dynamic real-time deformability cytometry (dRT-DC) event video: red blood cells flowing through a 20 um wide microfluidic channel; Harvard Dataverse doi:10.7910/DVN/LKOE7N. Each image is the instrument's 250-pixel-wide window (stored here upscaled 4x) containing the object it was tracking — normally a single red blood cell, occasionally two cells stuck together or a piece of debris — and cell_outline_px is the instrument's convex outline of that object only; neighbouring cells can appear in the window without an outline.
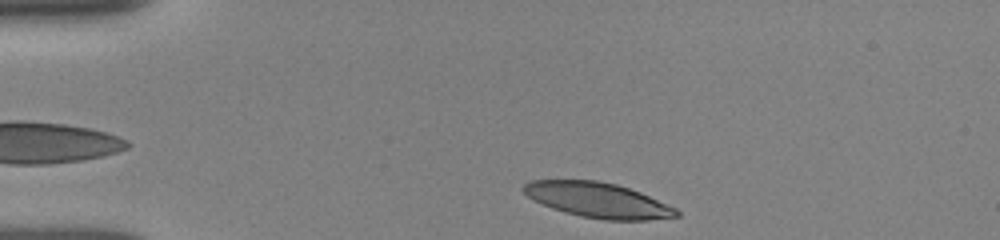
{"species": "human", "species_latin": "Homo sapiens", "temperature_condition": "room temperature", "stored_images_in_passage": 12, "camera_frame_rate_fps": 3000, "um_per_image_px": 0.085, "donor": {"sex": "female"}, "frame": {"image": 1, "passage_image": 1, "time_ms": 0.0, "image_size_px": [1000, 240], "cell_outline_px": [[680, 216], [648, 220], [604, 220], [580, 216], [564, 212], [552, 208], [532, 200], [520, 188], [528, 180], [596, 180], [616, 184], [640, 192], [676, 208], [680, 212]], "centroid_in_image_um": [50.8, 17.01], "position_along_channel_um": 34.2, "area_um2": 31.33}}
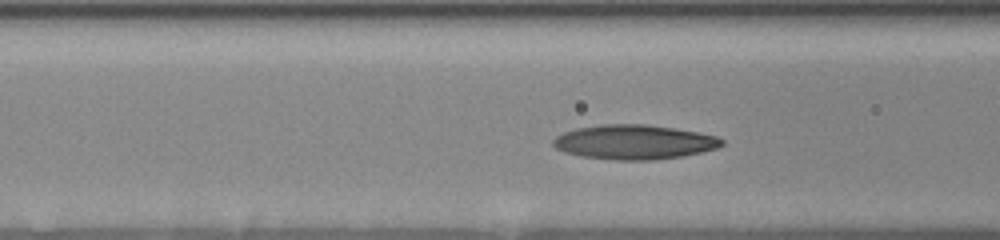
{"frame": {"image": 2, "passage_image": 9, "time_ms": 3.333, "image_size_px": [1000, 240], "cell_outline_px": [[724, 144], [716, 148], [704, 152], [684, 156], [652, 160], [612, 160], [580, 156], [564, 152], [556, 148], [552, 144], [552, 140], [556, 136], [564, 132], [576, 128], [604, 124], [644, 124], [672, 128], [696, 132], [716, 136], [724, 140]], "centroid_in_image_um": [53.89, 12.08], "position_along_channel_um": 112.7, "area_um2": 33.99}}
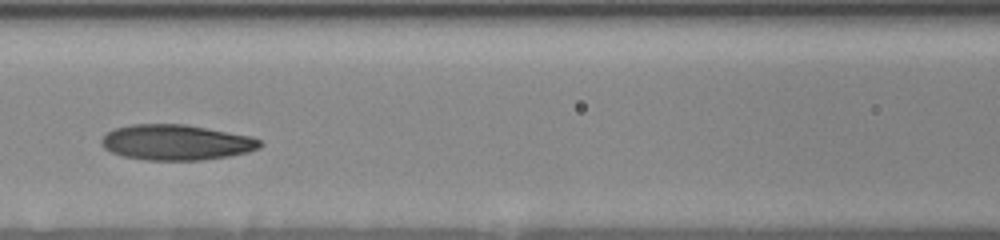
{"frame": {"image": 3, "passage_image": 10, "time_ms": 4.333, "image_size_px": [1000, 240], "cell_outline_px": [[264, 144], [260, 148], [248, 152], [228, 156], [200, 160], [148, 160], [124, 156], [112, 152], [104, 148], [100, 144], [100, 140], [108, 132], [116, 128], [132, 124], [184, 124], [208, 128], [252, 136], [260, 140]], "centroid_in_image_um": [15.0, 12.1], "position_along_channel_um": 151.6, "area_um2": 32.77}}